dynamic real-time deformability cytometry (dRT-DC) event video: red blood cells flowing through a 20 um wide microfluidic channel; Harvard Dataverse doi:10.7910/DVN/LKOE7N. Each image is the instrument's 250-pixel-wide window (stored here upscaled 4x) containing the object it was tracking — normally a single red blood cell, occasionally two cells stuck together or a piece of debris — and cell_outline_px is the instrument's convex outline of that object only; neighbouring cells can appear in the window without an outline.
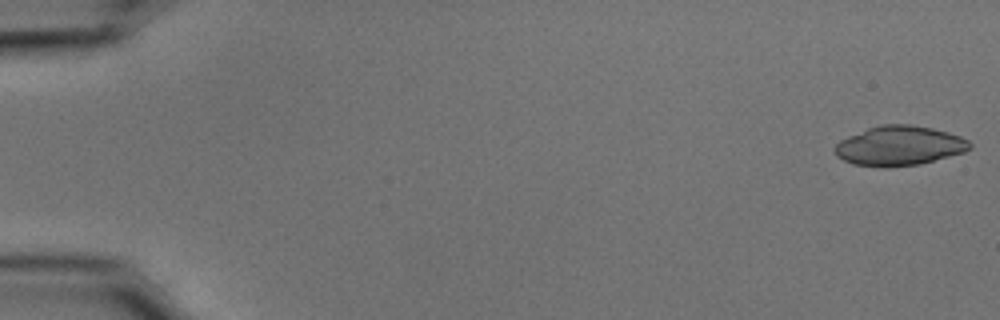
{"species": "common noctule bat (a hibernating species)", "species_latin": "Nyctalus noctula", "temperature_condition": "cold", "stored_images_in_passage": 54, "camera_frame_rate_fps": 3000, "um_per_image_px": 0.085, "animal": {"sex": "male", "body_mass_g": 15.6}, "frame": {"image": 1, "passage_image": 1, "time_ms": 0.0, "image_size_px": [1000, 320], "cell_outline_px": [[972, 148], [964, 152], [920, 164], [888, 168], [852, 164], [836, 156], [832, 148], [840, 140], [848, 136], [868, 128], [880, 124], [912, 124], [932, 128], [948, 132], [960, 136], [968, 140], [972, 144]], "centroid_in_image_um": [76.43, 12.39], "position_along_channel_um": 8.6, "area_um2": 31.44}}